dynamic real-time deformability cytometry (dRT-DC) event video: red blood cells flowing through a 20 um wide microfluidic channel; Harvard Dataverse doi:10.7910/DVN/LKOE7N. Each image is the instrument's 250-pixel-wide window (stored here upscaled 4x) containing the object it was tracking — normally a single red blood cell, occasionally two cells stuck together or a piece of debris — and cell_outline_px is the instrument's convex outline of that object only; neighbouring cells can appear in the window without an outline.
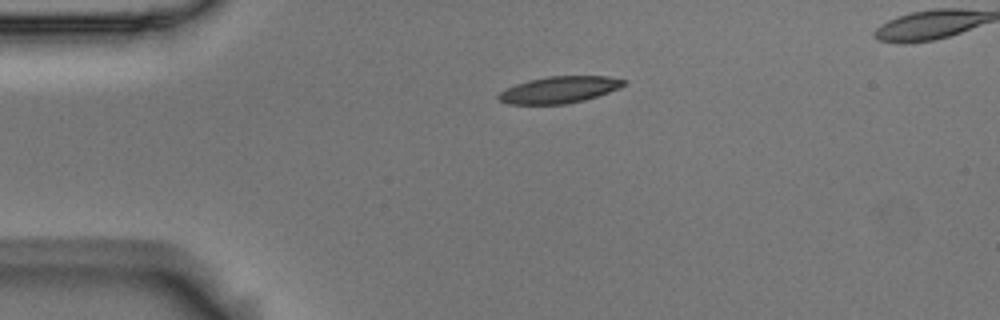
{"species": "Egyptian fruit bat (a non-hibernating species)", "species_latin": "Rousettus aegyptiacus", "temperature_condition": "room temperature", "stored_images_in_passage": 44, "camera_frame_rate_fps": 3000, "um_per_image_px": 0.085, "animal": {"sex": "male"}, "frame": {"image": 1, "passage_image": 1, "time_ms": 0.0, "image_size_px": [1000, 320], "cell_outline_px": [[624, 84], [620, 88], [584, 100], [568, 104], [508, 104], [500, 100], [496, 96], [500, 92], [516, 84], [528, 80], [548, 76], [608, 76], [624, 80]], "centroid_in_image_um": [47.52, 7.63], "position_along_channel_um": 37.5, "area_um2": 19.31}}
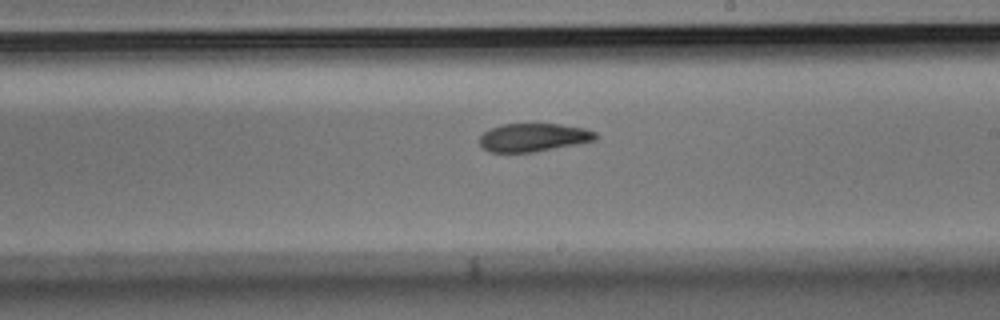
{"frame": {"image": 2, "passage_image": 21, "time_ms": 6.667, "image_size_px": [1000, 320], "cell_outline_px": [[596, 140], [576, 144], [532, 152], [488, 152], [480, 144], [480, 136], [488, 128], [500, 124], [560, 124], [584, 128], [596, 132]], "centroid_in_image_um": [45.31, 11.67], "position_along_channel_um": 243.7, "area_um2": 19.02}}
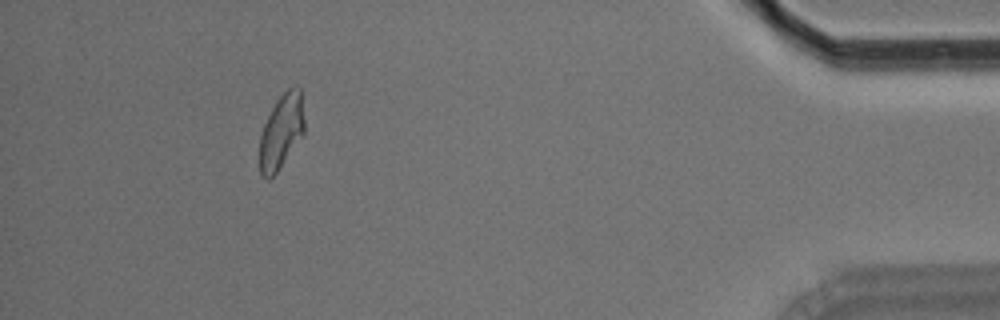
{"frame": {"image": 3, "passage_image": 40, "time_ms": 13.0, "image_size_px": [1000, 320], "cell_outline_px": [[304, 132], [276, 172], [268, 180], [260, 172], [260, 136], [264, 124], [276, 100], [288, 88], [300, 88], [304, 120]], "centroid_in_image_um": [23.9, 11.16], "position_along_channel_um": 411.3, "area_um2": 18.84}, "authors_computed_cell_mechanics": {"area_um2": 19.9988, "velocity_mm_per_s": 3.5743, "shape_relaxation_time_tau1_ms": 8.2299, "shape_relaxation_time_tau2_ms": 6.5315, "deformation_change_tau1": 0.204, "deformation_change_tau2": 0.1301}}